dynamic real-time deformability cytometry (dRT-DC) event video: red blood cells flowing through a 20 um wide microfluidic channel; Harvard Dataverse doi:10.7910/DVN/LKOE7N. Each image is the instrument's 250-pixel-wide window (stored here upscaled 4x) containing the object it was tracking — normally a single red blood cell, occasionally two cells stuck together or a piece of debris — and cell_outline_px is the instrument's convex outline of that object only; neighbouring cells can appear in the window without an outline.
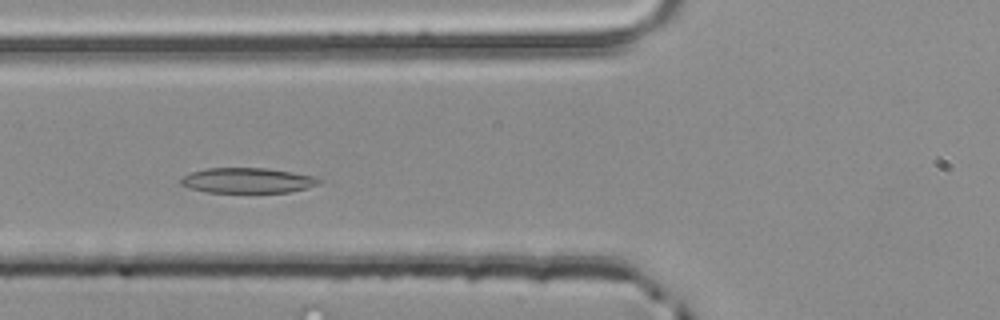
{"species": "common noctule bat (a hibernating species)", "species_latin": "Nyctalus noctula", "temperature_condition": "room temperature", "stored_images_in_passage": 47, "camera_frame_rate_fps": 3000, "um_per_image_px": 0.085, "animal": {"sex": "male", "body_mass_g": 20.4}, "frame": {"image": 1, "passage_image": 14, "time_ms": 4.333, "image_size_px": [1000, 320], "cell_outline_px": [[320, 184], [308, 188], [288, 192], [204, 192], [188, 188], [180, 184], [180, 180], [184, 176], [192, 172], [208, 168], [264, 168], [292, 172], [312, 176], [320, 180]], "centroid_in_image_um": [21.01, 15.34], "position_along_channel_um": 104.8, "area_um2": 20.17}}
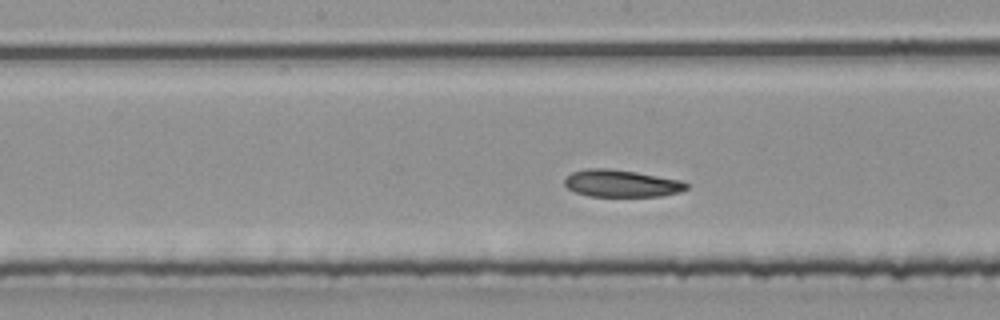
{"frame": {"image": 2, "passage_image": 21, "time_ms": 6.667, "image_size_px": [1000, 320], "cell_outline_px": [[688, 188], [680, 192], [660, 196], [588, 196], [576, 192], [568, 188], [564, 184], [564, 180], [572, 172], [588, 168], [608, 168], [636, 172], [680, 180], [688, 184]], "centroid_in_image_um": [52.81, 15.59], "position_along_channel_um": 195.4, "area_um2": 19.19}}
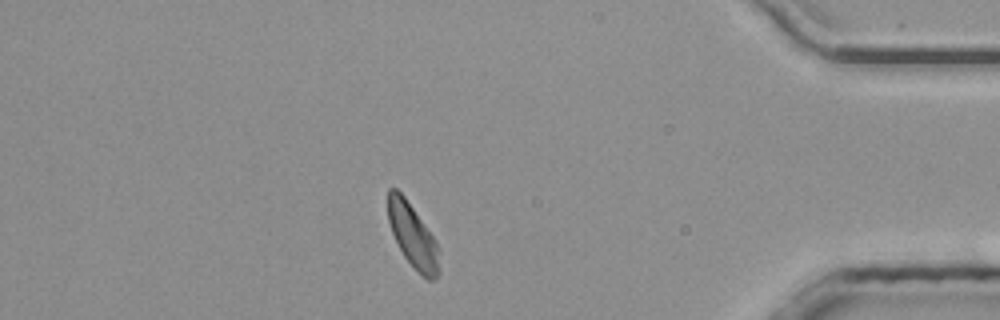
{"frame": {"image": 3, "passage_image": 40, "time_ms": 13.0, "image_size_px": [1000, 320], "cell_outline_px": [[440, 272], [432, 280], [428, 280], [404, 256], [392, 232], [388, 220], [388, 188], [396, 188], [404, 196], [436, 240], [440, 268]], "centroid_in_image_um": [35.08, 20.01], "position_along_channel_um": 400.1, "area_um2": 18.5}, "authors_computed_cell_mechanics": {"area_um2": 19.8254, "velocity_mm_per_s": 3.8669, "shape_relaxation_time_tau1_ms": 5.9087, "shape_relaxation_time_tau2_ms": null, "deformation_change_tau1": 0.1162, "deformation_change_tau2": null}}